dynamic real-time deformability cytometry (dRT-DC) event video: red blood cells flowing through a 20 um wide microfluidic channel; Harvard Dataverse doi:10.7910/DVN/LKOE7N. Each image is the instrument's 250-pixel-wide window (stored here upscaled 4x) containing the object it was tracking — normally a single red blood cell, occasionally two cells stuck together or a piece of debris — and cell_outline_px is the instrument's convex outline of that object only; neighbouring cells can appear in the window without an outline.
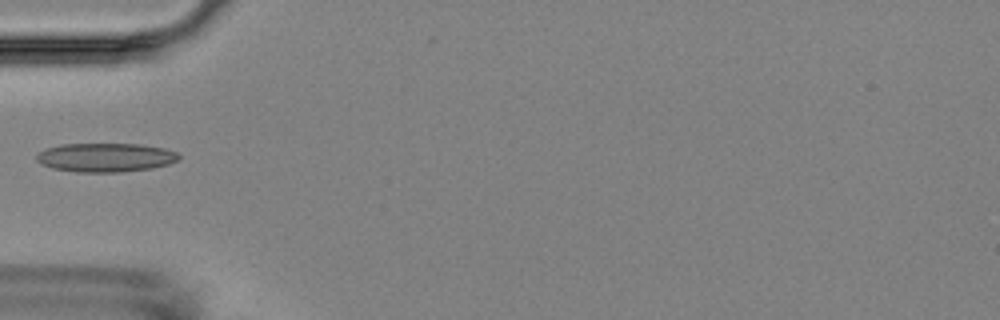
{"species": "Egyptian fruit bat (a non-hibernating species)", "species_latin": "Rousettus aegyptiacus", "temperature_condition": "room temperature", "stored_images_in_passage": 6, "camera_frame_rate_fps": 3000, "um_per_image_px": 0.085, "animal": {"sex": "female"}, "frame": {"image": 1, "passage_image": 4, "time_ms": 3.333, "image_size_px": [1000, 320], "cell_outline_px": [[180, 156], [176, 160], [168, 164], [152, 168], [120, 172], [76, 172], [52, 168], [40, 164], [36, 160], [36, 156], [44, 148], [60, 144], [140, 144], [164, 148], [176, 152]], "centroid_in_image_um": [8.92, 13.38], "position_along_channel_um": 76.1, "area_um2": 23.99}}